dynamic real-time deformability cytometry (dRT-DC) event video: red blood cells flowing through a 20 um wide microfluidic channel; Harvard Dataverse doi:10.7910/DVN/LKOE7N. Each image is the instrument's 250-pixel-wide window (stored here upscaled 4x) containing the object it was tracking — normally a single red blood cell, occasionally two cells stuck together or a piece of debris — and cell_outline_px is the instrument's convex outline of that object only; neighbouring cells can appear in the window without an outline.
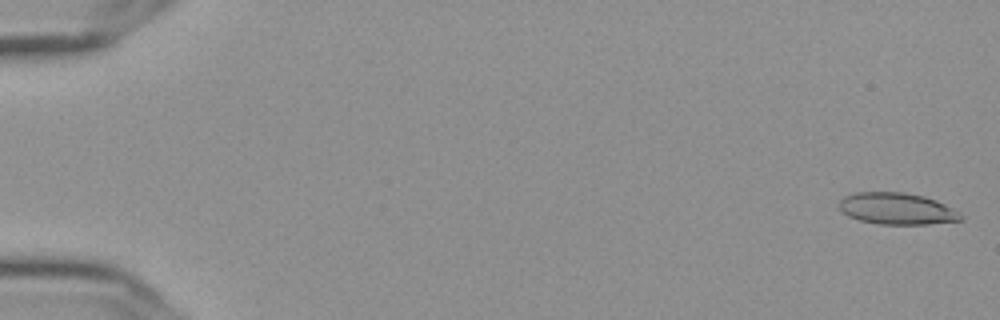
{"species": "Egyptian fruit bat (a non-hibernating species)", "species_latin": "Rousettus aegyptiacus", "temperature_condition": "cold", "stored_images_in_passage": 57, "camera_frame_rate_fps": 3000, "um_per_image_px": 0.085, "frame": {"image": 1, "passage_image": 2, "time_ms": 0.333, "image_size_px": [1000, 320], "cell_outline_px": [[964, 220], [928, 224], [880, 224], [860, 220], [848, 216], [840, 208], [840, 200], [844, 196], [856, 192], [904, 192], [924, 196], [936, 200], [960, 212], [964, 216]], "centroid_in_image_um": [76.28, 17.73], "position_along_channel_um": 8.7, "area_um2": 22.43}}
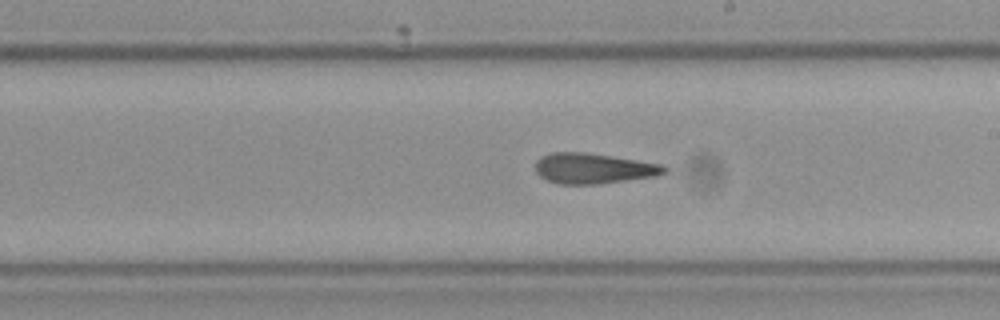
{"frame": {"image": 2, "passage_image": 34, "time_ms": 11.0, "image_size_px": [1000, 320], "cell_outline_px": [[668, 172], [656, 176], [600, 184], [560, 184], [548, 180], [540, 176], [536, 172], [536, 160], [540, 156], [552, 152], [584, 152], [664, 164], [668, 168]], "centroid_in_image_um": [50.47, 14.31], "position_along_channel_um": 238.5, "area_um2": 23.0}}
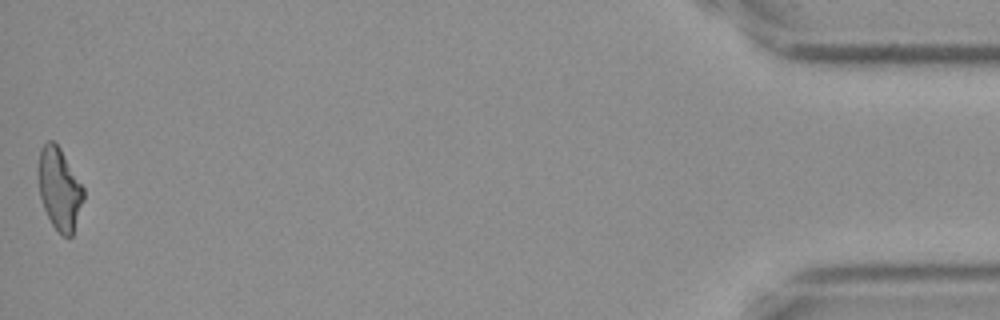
{"frame": {"image": 3, "passage_image": 57, "time_ms": 18.667, "image_size_px": [1000, 320], "cell_outline_px": [[84, 200], [72, 236], [64, 236], [52, 224], [44, 208], [40, 196], [40, 148], [48, 140], [52, 140], [60, 148], [84, 188]], "centroid_in_image_um": [5.09, 16.07], "position_along_channel_um": 430.1, "area_um2": 20.98}, "authors_computed_cell_mechanics": {"area_um2": 22.7732, "velocity_mm_per_s": 3.6421, "shape_relaxation_time_tau1_ms": null, "shape_relaxation_time_tau2_ms": 3.9109, "deformation_change_tau1": null, "deformation_change_tau2": 0.1401}}